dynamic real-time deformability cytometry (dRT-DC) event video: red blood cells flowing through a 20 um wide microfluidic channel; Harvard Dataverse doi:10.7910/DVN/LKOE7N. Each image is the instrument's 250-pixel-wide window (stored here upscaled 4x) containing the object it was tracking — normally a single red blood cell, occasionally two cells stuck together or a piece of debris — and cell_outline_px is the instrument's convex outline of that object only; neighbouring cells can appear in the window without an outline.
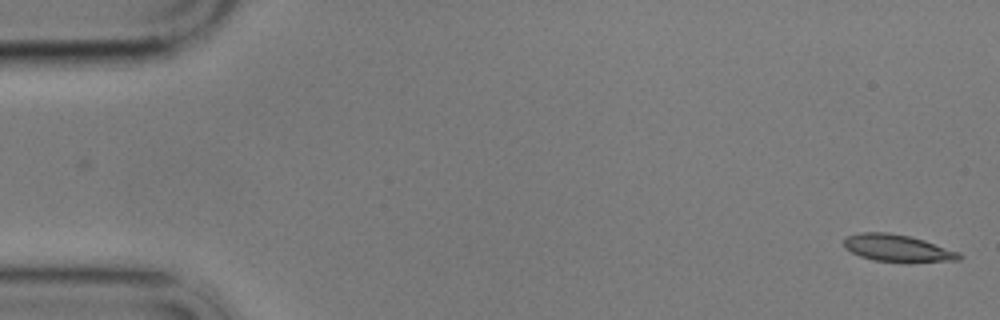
{"species": "common noctule bat (a hibernating species)", "species_latin": "Nyctalus noctula", "temperature_condition": "cold", "stored_images_in_passage": 57, "camera_frame_rate_fps": 3000, "um_per_image_px": 0.085, "animal": {"sex": "male", "body_mass_g": 17.9}, "frame": {"image": 1, "passage_image": 1, "time_ms": 0.0, "image_size_px": [1000, 320], "cell_outline_px": [[964, 256], [960, 260], [908, 264], [872, 260], [860, 256], [844, 248], [844, 240], [848, 236], [860, 232], [888, 232], [908, 236], [924, 240], [960, 252]], "centroid_in_image_um": [76.35, 21.13], "position_along_channel_um": 8.7, "area_um2": 18.79}}
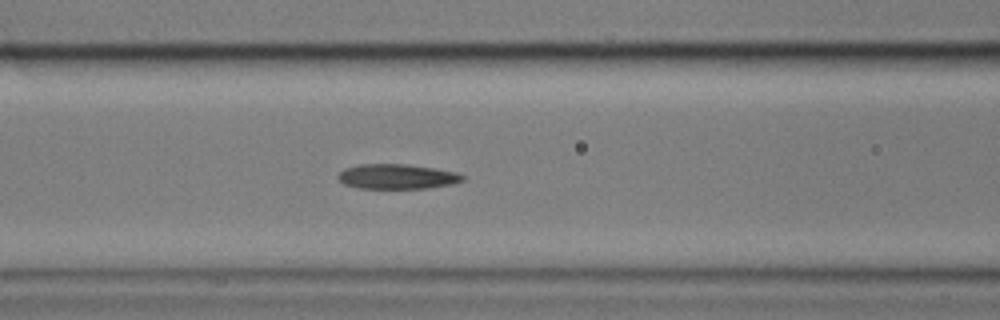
{"frame": {"image": 2, "passage_image": 23, "time_ms": 7.333, "image_size_px": [1000, 320], "cell_outline_px": [[464, 180], [452, 184], [428, 188], [360, 188], [344, 184], [336, 176], [344, 168], [360, 164], [408, 164], [456, 172], [464, 176]], "centroid_in_image_um": [33.73, 15.0], "position_along_channel_um": 132.9, "area_um2": 17.98}}
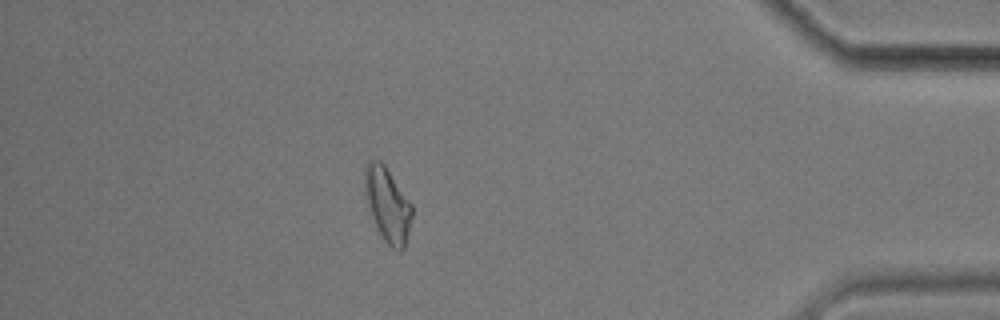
{"frame": {"image": 3, "passage_image": 50, "time_ms": 16.333, "image_size_px": [1000, 320], "cell_outline_px": [[412, 216], [404, 248], [400, 252], [392, 248], [384, 240], [372, 216], [368, 204], [364, 188], [364, 168], [368, 160], [380, 160], [384, 164], [412, 204]], "centroid_in_image_um": [32.94, 17.36], "position_along_channel_um": 402.3, "area_um2": 20.17}, "authors_computed_cell_mechanics": {"area_um2": 18.6116, "velocity_mm_per_s": 3.4632, "shape_relaxation_time_tau1_ms": 8.6216, "shape_relaxation_time_tau2_ms": 6.2378, "deformation_change_tau1": 0.1945, "deformation_change_tau2": 0.1407}}